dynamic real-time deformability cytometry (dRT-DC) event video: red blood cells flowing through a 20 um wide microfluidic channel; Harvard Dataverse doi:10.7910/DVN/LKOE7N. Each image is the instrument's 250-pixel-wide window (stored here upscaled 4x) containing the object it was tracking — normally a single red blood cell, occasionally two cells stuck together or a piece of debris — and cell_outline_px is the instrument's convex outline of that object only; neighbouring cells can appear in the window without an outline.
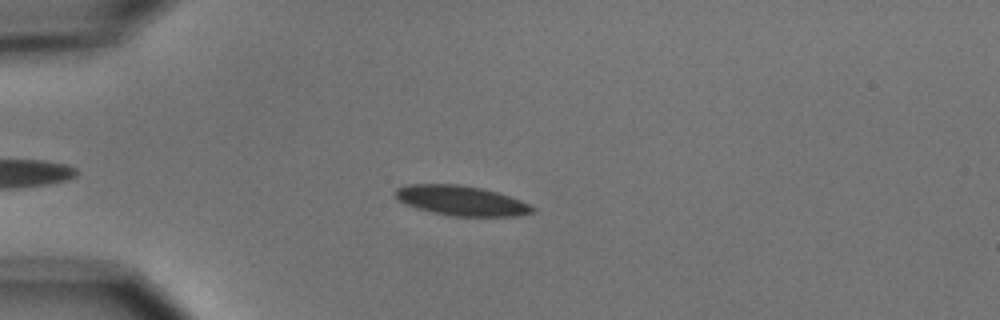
{"species": "common noctule bat (a hibernating species)", "species_latin": "Nyctalus noctula", "temperature_condition": "cold", "stored_images_in_passage": 10, "camera_frame_rate_fps": 3000, "um_per_image_px": 0.085, "animal": {"sex": "male", "body_mass_g": 15.6}, "frame": {"image": 1, "passage_image": 4, "time_ms": 3.667, "image_size_px": [1000, 320], "cell_outline_px": [[536, 212], [520, 216], [452, 216], [432, 212], [416, 208], [400, 200], [396, 196], [396, 188], [408, 184], [460, 184], [484, 188], [520, 200], [536, 208]], "centroid_in_image_um": [39.25, 17.05], "position_along_channel_um": 45.7, "area_um2": 23.81}}
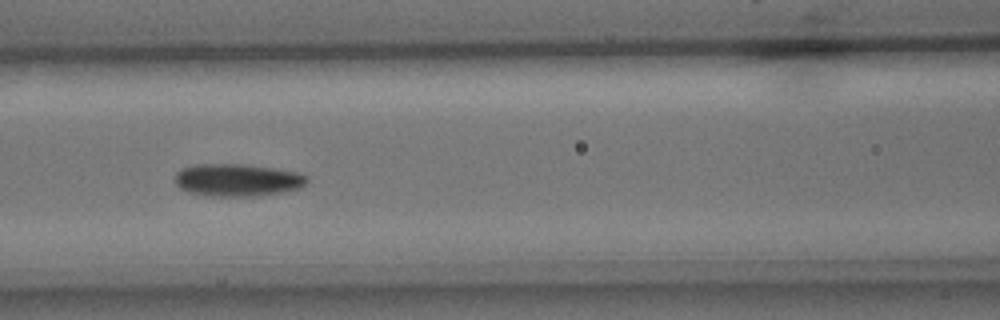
{"frame": {"image": 2, "passage_image": 7, "time_ms": 7.0, "image_size_px": [1000, 320], "cell_outline_px": [[308, 180], [300, 188], [260, 196], [204, 196], [180, 188], [176, 184], [176, 172], [180, 168], [192, 164], [240, 164], [272, 168], [300, 172], [308, 176]], "centroid_in_image_um": [20.17, 15.3], "position_along_channel_um": 146.4, "area_um2": 25.09}}
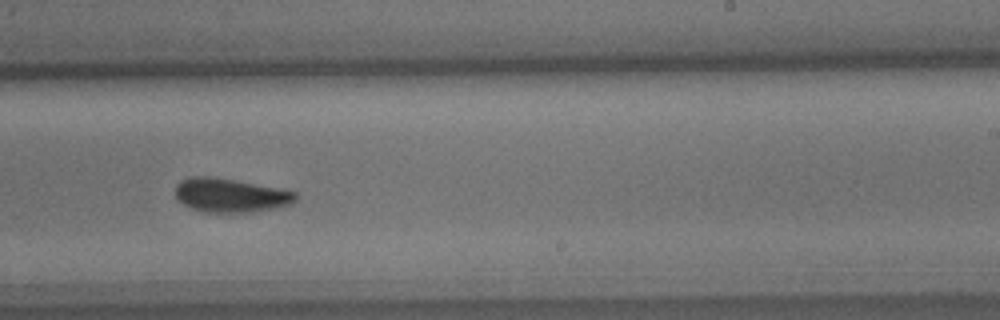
{"frame": {"image": 3, "passage_image": 10, "time_ms": 10.333, "image_size_px": [1000, 320], "cell_outline_px": [[296, 200], [292, 204], [276, 208], [252, 212], [204, 212], [192, 208], [184, 204], [176, 196], [176, 184], [180, 180], [188, 176], [212, 176], [296, 192]], "centroid_in_image_um": [19.56, 16.6], "position_along_channel_um": 269.4, "area_um2": 23.52}}